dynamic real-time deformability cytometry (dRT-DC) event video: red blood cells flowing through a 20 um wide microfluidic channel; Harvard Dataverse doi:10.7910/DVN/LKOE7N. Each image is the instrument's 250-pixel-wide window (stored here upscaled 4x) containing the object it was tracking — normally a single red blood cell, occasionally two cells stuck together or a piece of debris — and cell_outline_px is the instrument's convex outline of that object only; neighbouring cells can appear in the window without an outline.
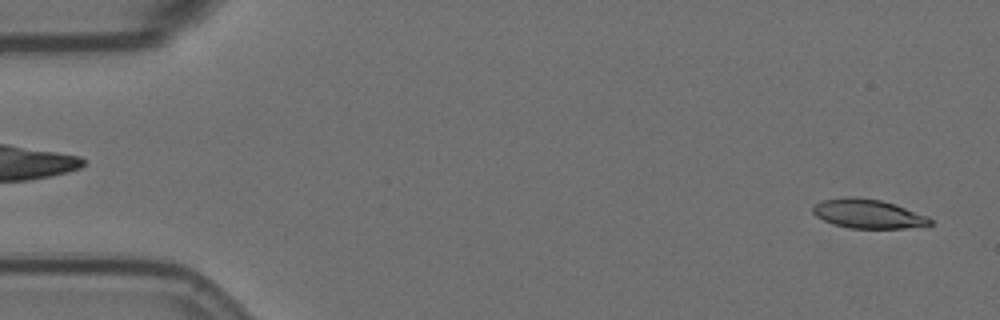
{"species": "Egyptian fruit bat (a non-hibernating species)", "species_latin": "Rousettus aegyptiacus", "temperature_condition": "room temperature", "stored_images_in_passage": 56, "camera_frame_rate_fps": 3000, "um_per_image_px": 0.085, "animal": {"sex": "female"}, "frame": {"image": 1, "passage_image": 2, "time_ms": 0.333, "image_size_px": [1000, 320], "cell_outline_px": [[932, 224], [904, 228], [848, 228], [824, 220], [816, 216], [812, 212], [812, 208], [816, 204], [824, 200], [844, 196], [856, 196], [880, 200], [896, 204], [924, 216], [932, 220]], "centroid_in_image_um": [73.74, 18.16], "position_along_channel_um": 11.3, "area_um2": 19.59}}
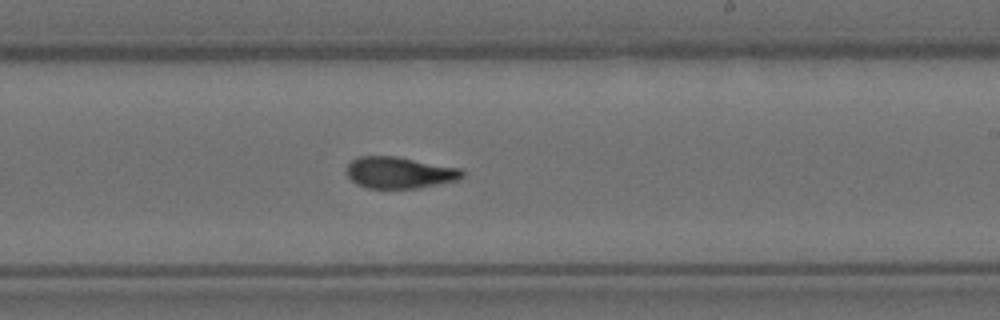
{"frame": {"image": 2, "passage_image": 33, "time_ms": 10.667, "image_size_px": [1000, 320], "cell_outline_px": [[464, 176], [460, 180], [416, 188], [368, 188], [356, 184], [348, 176], [348, 164], [352, 160], [360, 156], [396, 156], [460, 168], [464, 172]], "centroid_in_image_um": [33.99, 14.67], "position_along_channel_um": 255.0, "area_um2": 21.15}}
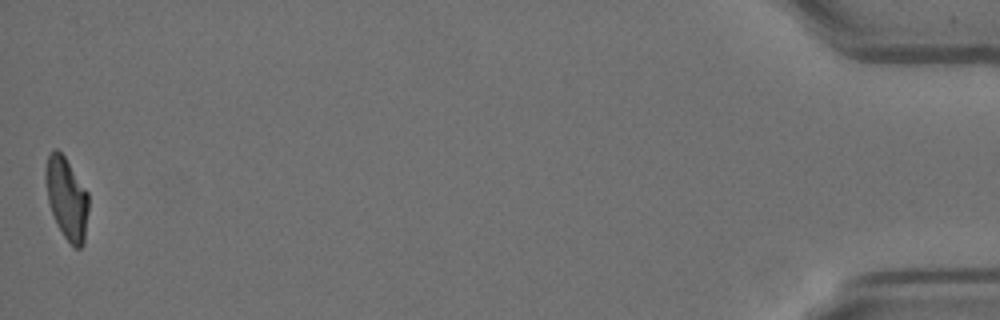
{"frame": {"image": 3, "passage_image": 56, "time_ms": 18.333, "image_size_px": [1000, 320], "cell_outline_px": [[88, 212], [84, 244], [80, 248], [72, 248], [56, 224], [48, 200], [44, 176], [44, 168], [48, 156], [52, 148], [56, 148], [64, 156], [88, 192]], "centroid_in_image_um": [5.66, 16.87], "position_along_channel_um": 429.5, "area_um2": 20.69}, "authors_computed_cell_mechanics": {"area_um2": 21.2415, "velocity_mm_per_s": 3.5449, "shape_relaxation_time_tau1_ms": null, "shape_relaxation_time_tau2_ms": 2.2989, "deformation_change_tau1": null, "deformation_change_tau2": 0.0912}}